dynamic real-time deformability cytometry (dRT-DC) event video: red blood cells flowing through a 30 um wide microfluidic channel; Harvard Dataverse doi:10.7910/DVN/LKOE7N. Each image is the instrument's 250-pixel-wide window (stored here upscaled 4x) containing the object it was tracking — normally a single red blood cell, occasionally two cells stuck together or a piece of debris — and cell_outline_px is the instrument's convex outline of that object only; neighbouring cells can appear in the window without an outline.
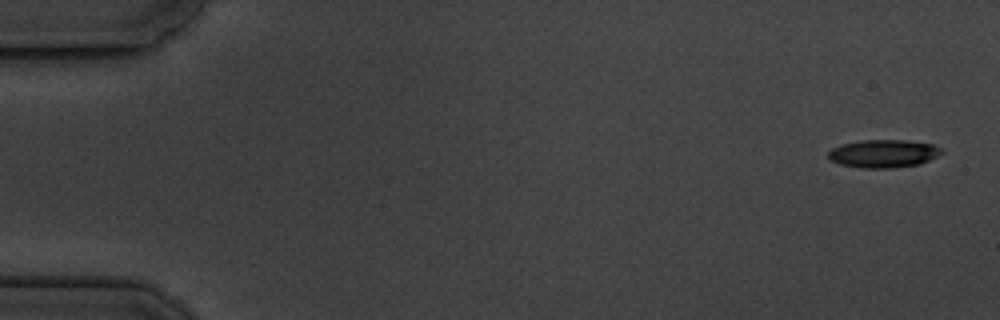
{"species": "common noctule bat (a hibernating species)", "species_latin": "Nyctalus noctula", "temperature_condition": "cold", "stored_images_in_passage": 7, "camera_frame_rate_fps": 3000, "um_per_image_px": 0.085, "animal": {"sex": "male", "body_mass_g": 19.5, "forearm_length_mm": 54.6}, "frame": {"image": 1, "passage_image": 1, "time_ms": 0.0, "image_size_px": [1000, 320], "cell_outline_px": [[944, 152], [920, 164], [888, 168], [860, 168], [840, 164], [828, 160], [828, 152], [832, 148], [840, 144], [860, 140], [908, 140], [936, 144]], "centroid_in_image_um": [75.07, 13.04], "position_along_channel_um": 9.9, "area_um2": 18.67}}
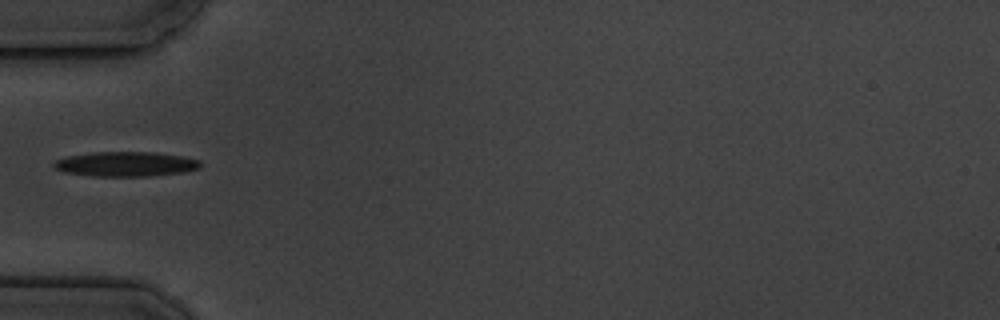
{"frame": {"image": 2, "passage_image": 5, "time_ms": 5.667, "image_size_px": [1000, 320], "cell_outline_px": [[200, 168], [184, 172], [148, 176], [92, 176], [64, 172], [56, 168], [52, 164], [56, 160], [64, 156], [92, 152], [156, 152], [184, 156], [200, 160]], "centroid_in_image_um": [10.69, 13.94], "position_along_channel_um": 74.3, "area_um2": 21.27}}